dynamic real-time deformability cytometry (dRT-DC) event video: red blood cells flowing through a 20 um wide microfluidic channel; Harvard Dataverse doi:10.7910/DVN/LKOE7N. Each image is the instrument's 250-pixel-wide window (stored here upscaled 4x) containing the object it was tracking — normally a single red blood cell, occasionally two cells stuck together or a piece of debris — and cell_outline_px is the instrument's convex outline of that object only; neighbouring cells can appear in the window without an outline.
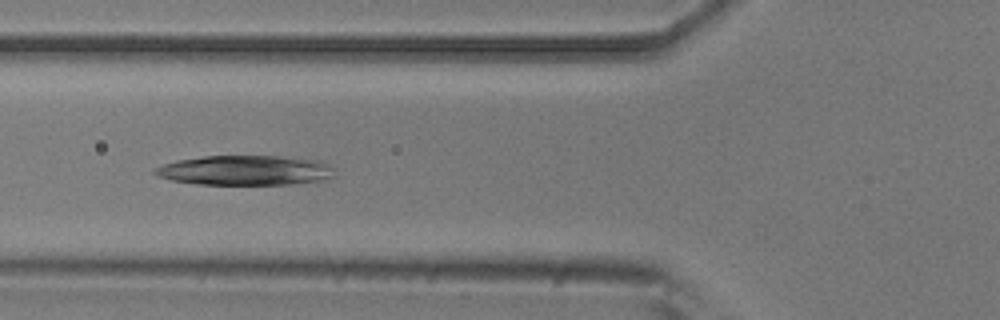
{"species": "common noctule bat (a hibernating species)", "species_latin": "Nyctalus noctula", "temperature_condition": "room temperature", "stored_images_in_passage": 3, "camera_frame_rate_fps": 3000, "um_per_image_px": 0.085, "animal": {"sex": "male", "body_mass_g": 20.5, "forearm_length_mm": 52.5}, "frame": {"image": 1, "passage_image": 3, "time_ms": 0.667, "image_size_px": [1000, 320], "cell_outline_px": [[336, 176], [320, 180], [292, 184], [196, 184], [172, 180], [160, 176], [152, 172], [156, 168], [164, 164], [176, 160], [204, 156], [276, 156], [320, 160], [336, 168]], "centroid_in_image_um": [20.9, 14.47], "position_along_channel_um": 104.9, "area_um2": 31.21}}